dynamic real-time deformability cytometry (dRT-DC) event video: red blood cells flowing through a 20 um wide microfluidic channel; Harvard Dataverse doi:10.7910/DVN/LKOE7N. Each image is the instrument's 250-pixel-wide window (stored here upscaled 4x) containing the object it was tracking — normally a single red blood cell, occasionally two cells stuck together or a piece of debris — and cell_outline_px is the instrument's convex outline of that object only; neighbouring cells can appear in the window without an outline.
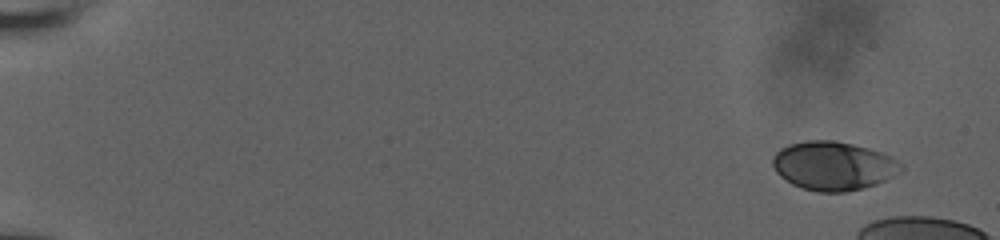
{"species": "human", "species_latin": "Homo sapiens", "temperature_condition": "room temperature", "stored_images_in_passage": 14, "camera_frame_rate_fps": 3000, "um_per_image_px": 0.085, "donor": {"sex": "male"}, "frame": {"image": 1, "passage_image": 1, "time_ms": 0.0, "image_size_px": [1000, 240], "cell_outline_px": [[904, 168], [900, 172], [876, 184], [864, 188], [844, 192], [820, 192], [804, 188], [792, 184], [780, 176], [776, 172], [772, 164], [772, 156], [780, 148], [788, 144], [808, 140], [832, 140], [852, 144], [868, 148], [880, 152], [904, 164]], "centroid_in_image_um": [70.81, 14.09], "position_along_channel_um": 14.2, "area_um2": 36.41}}